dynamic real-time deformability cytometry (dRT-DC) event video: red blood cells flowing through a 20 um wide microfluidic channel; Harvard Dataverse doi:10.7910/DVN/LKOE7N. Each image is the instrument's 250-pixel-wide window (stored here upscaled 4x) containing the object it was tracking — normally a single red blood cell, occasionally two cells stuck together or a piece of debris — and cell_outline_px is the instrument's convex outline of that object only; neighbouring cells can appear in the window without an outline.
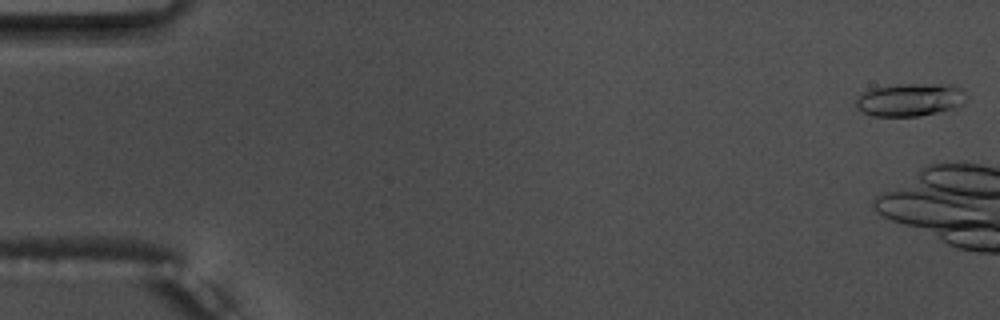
{"species": "common noctule bat (a hibernating species)", "species_latin": "Nyctalus noctula", "temperature_condition": "warm", "stored_images_in_passage": 15, "camera_frame_rate_fps": 3000, "um_per_image_px": 0.085, "animal": {"sex": "male", "body_mass_g": 17.5, "forearm_length_mm": 52.3}, "frame": {"image": 1, "passage_image": 1, "time_ms": 0.0, "image_size_px": [1000, 320], "cell_outline_px": [[968, 96], [964, 104], [956, 108], [916, 116], [872, 116], [856, 108], [856, 100], [864, 92], [872, 88], [896, 84], [956, 84]], "centroid_in_image_um": [77.4, 8.46], "position_along_channel_um": 7.6, "area_um2": 21.33}}